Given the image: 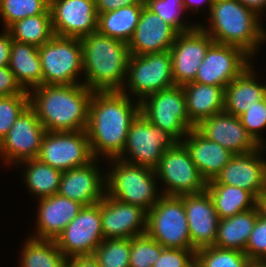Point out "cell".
<instances>
[{"label":"cell","instance_id":"obj_37","mask_svg":"<svg viewBox=\"0 0 266 267\" xmlns=\"http://www.w3.org/2000/svg\"><path fill=\"white\" fill-rule=\"evenodd\" d=\"M131 238L104 239L92 256L99 267H129Z\"/></svg>","mask_w":266,"mask_h":267},{"label":"cell","instance_id":"obj_48","mask_svg":"<svg viewBox=\"0 0 266 267\" xmlns=\"http://www.w3.org/2000/svg\"><path fill=\"white\" fill-rule=\"evenodd\" d=\"M215 0H183L184 2V9L188 13L190 11H193V13H199L200 9H202V6L208 7L207 11H210L211 5ZM190 10V11H189Z\"/></svg>","mask_w":266,"mask_h":267},{"label":"cell","instance_id":"obj_26","mask_svg":"<svg viewBox=\"0 0 266 267\" xmlns=\"http://www.w3.org/2000/svg\"><path fill=\"white\" fill-rule=\"evenodd\" d=\"M257 72L250 65L225 88L224 112L239 117L247 108L264 99L265 83L257 80Z\"/></svg>","mask_w":266,"mask_h":267},{"label":"cell","instance_id":"obj_18","mask_svg":"<svg viewBox=\"0 0 266 267\" xmlns=\"http://www.w3.org/2000/svg\"><path fill=\"white\" fill-rule=\"evenodd\" d=\"M54 35L82 38L97 31L95 0H50Z\"/></svg>","mask_w":266,"mask_h":267},{"label":"cell","instance_id":"obj_40","mask_svg":"<svg viewBox=\"0 0 266 267\" xmlns=\"http://www.w3.org/2000/svg\"><path fill=\"white\" fill-rule=\"evenodd\" d=\"M29 106V91L0 96V141L7 135L18 116Z\"/></svg>","mask_w":266,"mask_h":267},{"label":"cell","instance_id":"obj_52","mask_svg":"<svg viewBox=\"0 0 266 267\" xmlns=\"http://www.w3.org/2000/svg\"><path fill=\"white\" fill-rule=\"evenodd\" d=\"M264 99H265V102H266V83H265V93H264Z\"/></svg>","mask_w":266,"mask_h":267},{"label":"cell","instance_id":"obj_17","mask_svg":"<svg viewBox=\"0 0 266 267\" xmlns=\"http://www.w3.org/2000/svg\"><path fill=\"white\" fill-rule=\"evenodd\" d=\"M214 40L198 25L191 31L179 33L170 48L173 80L182 86L195 80L199 66Z\"/></svg>","mask_w":266,"mask_h":267},{"label":"cell","instance_id":"obj_20","mask_svg":"<svg viewBox=\"0 0 266 267\" xmlns=\"http://www.w3.org/2000/svg\"><path fill=\"white\" fill-rule=\"evenodd\" d=\"M98 161L94 158L86 165L63 171L58 194L84 206L100 202L106 194L107 170L102 173Z\"/></svg>","mask_w":266,"mask_h":267},{"label":"cell","instance_id":"obj_45","mask_svg":"<svg viewBox=\"0 0 266 267\" xmlns=\"http://www.w3.org/2000/svg\"><path fill=\"white\" fill-rule=\"evenodd\" d=\"M144 3V0H95L97 14L117 10L124 6Z\"/></svg>","mask_w":266,"mask_h":267},{"label":"cell","instance_id":"obj_39","mask_svg":"<svg viewBox=\"0 0 266 267\" xmlns=\"http://www.w3.org/2000/svg\"><path fill=\"white\" fill-rule=\"evenodd\" d=\"M164 247L146 233L131 238L129 267H152Z\"/></svg>","mask_w":266,"mask_h":267},{"label":"cell","instance_id":"obj_9","mask_svg":"<svg viewBox=\"0 0 266 267\" xmlns=\"http://www.w3.org/2000/svg\"><path fill=\"white\" fill-rule=\"evenodd\" d=\"M178 142L168 131L156 127L139 113L130 125L125 147L118 158L155 169L163 154Z\"/></svg>","mask_w":266,"mask_h":267},{"label":"cell","instance_id":"obj_28","mask_svg":"<svg viewBox=\"0 0 266 267\" xmlns=\"http://www.w3.org/2000/svg\"><path fill=\"white\" fill-rule=\"evenodd\" d=\"M8 68L25 91L43 85L38 47L12 40Z\"/></svg>","mask_w":266,"mask_h":267},{"label":"cell","instance_id":"obj_47","mask_svg":"<svg viewBox=\"0 0 266 267\" xmlns=\"http://www.w3.org/2000/svg\"><path fill=\"white\" fill-rule=\"evenodd\" d=\"M67 267H99L93 256H75L67 259Z\"/></svg>","mask_w":266,"mask_h":267},{"label":"cell","instance_id":"obj_51","mask_svg":"<svg viewBox=\"0 0 266 267\" xmlns=\"http://www.w3.org/2000/svg\"><path fill=\"white\" fill-rule=\"evenodd\" d=\"M250 267H266V260H253Z\"/></svg>","mask_w":266,"mask_h":267},{"label":"cell","instance_id":"obj_7","mask_svg":"<svg viewBox=\"0 0 266 267\" xmlns=\"http://www.w3.org/2000/svg\"><path fill=\"white\" fill-rule=\"evenodd\" d=\"M43 73V85L80 84L83 74L80 38L54 35L38 47ZM81 73V74H80ZM80 75V76H79Z\"/></svg>","mask_w":266,"mask_h":267},{"label":"cell","instance_id":"obj_1","mask_svg":"<svg viewBox=\"0 0 266 267\" xmlns=\"http://www.w3.org/2000/svg\"><path fill=\"white\" fill-rule=\"evenodd\" d=\"M121 91L93 92L86 133L94 158H118L128 130L140 113V103ZM100 156V157H99Z\"/></svg>","mask_w":266,"mask_h":267},{"label":"cell","instance_id":"obj_30","mask_svg":"<svg viewBox=\"0 0 266 267\" xmlns=\"http://www.w3.org/2000/svg\"><path fill=\"white\" fill-rule=\"evenodd\" d=\"M21 166L25 168L21 177H23L22 180L31 196L40 199L58 193L62 175L61 170L53 168L37 158L21 161L15 167L21 168Z\"/></svg>","mask_w":266,"mask_h":267},{"label":"cell","instance_id":"obj_42","mask_svg":"<svg viewBox=\"0 0 266 267\" xmlns=\"http://www.w3.org/2000/svg\"><path fill=\"white\" fill-rule=\"evenodd\" d=\"M244 253L253 260H266V215L259 212Z\"/></svg>","mask_w":266,"mask_h":267},{"label":"cell","instance_id":"obj_3","mask_svg":"<svg viewBox=\"0 0 266 267\" xmlns=\"http://www.w3.org/2000/svg\"><path fill=\"white\" fill-rule=\"evenodd\" d=\"M83 84L93 92L121 91L127 77L128 43L98 31L80 38Z\"/></svg>","mask_w":266,"mask_h":267},{"label":"cell","instance_id":"obj_15","mask_svg":"<svg viewBox=\"0 0 266 267\" xmlns=\"http://www.w3.org/2000/svg\"><path fill=\"white\" fill-rule=\"evenodd\" d=\"M251 58L239 47L213 42L193 82L220 86L225 89L232 80L252 64Z\"/></svg>","mask_w":266,"mask_h":267},{"label":"cell","instance_id":"obj_50","mask_svg":"<svg viewBox=\"0 0 266 267\" xmlns=\"http://www.w3.org/2000/svg\"><path fill=\"white\" fill-rule=\"evenodd\" d=\"M257 205L262 214L266 215V187L258 197Z\"/></svg>","mask_w":266,"mask_h":267},{"label":"cell","instance_id":"obj_31","mask_svg":"<svg viewBox=\"0 0 266 267\" xmlns=\"http://www.w3.org/2000/svg\"><path fill=\"white\" fill-rule=\"evenodd\" d=\"M219 219L232 217L257 206L258 199L249 191L225 184H207L205 189Z\"/></svg>","mask_w":266,"mask_h":267},{"label":"cell","instance_id":"obj_44","mask_svg":"<svg viewBox=\"0 0 266 267\" xmlns=\"http://www.w3.org/2000/svg\"><path fill=\"white\" fill-rule=\"evenodd\" d=\"M24 91L16 82L8 66H0V96L22 94Z\"/></svg>","mask_w":266,"mask_h":267},{"label":"cell","instance_id":"obj_29","mask_svg":"<svg viewBox=\"0 0 266 267\" xmlns=\"http://www.w3.org/2000/svg\"><path fill=\"white\" fill-rule=\"evenodd\" d=\"M260 210L258 205L232 217L219 219L215 247L244 252Z\"/></svg>","mask_w":266,"mask_h":267},{"label":"cell","instance_id":"obj_11","mask_svg":"<svg viewBox=\"0 0 266 267\" xmlns=\"http://www.w3.org/2000/svg\"><path fill=\"white\" fill-rule=\"evenodd\" d=\"M154 170L157 180L163 183L162 195L179 197L200 193L206 189V180L181 142L163 154Z\"/></svg>","mask_w":266,"mask_h":267},{"label":"cell","instance_id":"obj_27","mask_svg":"<svg viewBox=\"0 0 266 267\" xmlns=\"http://www.w3.org/2000/svg\"><path fill=\"white\" fill-rule=\"evenodd\" d=\"M182 87L187 114L195 126L202 120L223 112L225 98L223 87L193 81L182 85Z\"/></svg>","mask_w":266,"mask_h":267},{"label":"cell","instance_id":"obj_49","mask_svg":"<svg viewBox=\"0 0 266 267\" xmlns=\"http://www.w3.org/2000/svg\"><path fill=\"white\" fill-rule=\"evenodd\" d=\"M244 7L254 11L259 17L264 16L266 0H237Z\"/></svg>","mask_w":266,"mask_h":267},{"label":"cell","instance_id":"obj_21","mask_svg":"<svg viewBox=\"0 0 266 267\" xmlns=\"http://www.w3.org/2000/svg\"><path fill=\"white\" fill-rule=\"evenodd\" d=\"M195 128L233 154L253 152L262 146L247 132L239 117L224 111L202 120Z\"/></svg>","mask_w":266,"mask_h":267},{"label":"cell","instance_id":"obj_25","mask_svg":"<svg viewBox=\"0 0 266 267\" xmlns=\"http://www.w3.org/2000/svg\"><path fill=\"white\" fill-rule=\"evenodd\" d=\"M181 143L206 182L215 179L234 156L228 149L207 139L196 128H192Z\"/></svg>","mask_w":266,"mask_h":267},{"label":"cell","instance_id":"obj_2","mask_svg":"<svg viewBox=\"0 0 266 267\" xmlns=\"http://www.w3.org/2000/svg\"><path fill=\"white\" fill-rule=\"evenodd\" d=\"M93 91L83 83L40 85L29 91V105L46 131L86 130Z\"/></svg>","mask_w":266,"mask_h":267},{"label":"cell","instance_id":"obj_43","mask_svg":"<svg viewBox=\"0 0 266 267\" xmlns=\"http://www.w3.org/2000/svg\"><path fill=\"white\" fill-rule=\"evenodd\" d=\"M152 267H196V251L164 248Z\"/></svg>","mask_w":266,"mask_h":267},{"label":"cell","instance_id":"obj_10","mask_svg":"<svg viewBox=\"0 0 266 267\" xmlns=\"http://www.w3.org/2000/svg\"><path fill=\"white\" fill-rule=\"evenodd\" d=\"M140 113L153 125L168 131L179 142L196 126L187 114L183 87L160 90L140 102Z\"/></svg>","mask_w":266,"mask_h":267},{"label":"cell","instance_id":"obj_34","mask_svg":"<svg viewBox=\"0 0 266 267\" xmlns=\"http://www.w3.org/2000/svg\"><path fill=\"white\" fill-rule=\"evenodd\" d=\"M7 30L12 40L36 47L43 46L54 36L51 14L26 17L11 24Z\"/></svg>","mask_w":266,"mask_h":267},{"label":"cell","instance_id":"obj_38","mask_svg":"<svg viewBox=\"0 0 266 267\" xmlns=\"http://www.w3.org/2000/svg\"><path fill=\"white\" fill-rule=\"evenodd\" d=\"M145 6L179 33L193 30L198 24H189L182 15L186 13L183 0H144ZM188 22V23H187Z\"/></svg>","mask_w":266,"mask_h":267},{"label":"cell","instance_id":"obj_13","mask_svg":"<svg viewBox=\"0 0 266 267\" xmlns=\"http://www.w3.org/2000/svg\"><path fill=\"white\" fill-rule=\"evenodd\" d=\"M103 240L100 202H98L83 206L54 241L68 259L75 256H92Z\"/></svg>","mask_w":266,"mask_h":267},{"label":"cell","instance_id":"obj_23","mask_svg":"<svg viewBox=\"0 0 266 267\" xmlns=\"http://www.w3.org/2000/svg\"><path fill=\"white\" fill-rule=\"evenodd\" d=\"M179 32L145 5L138 25L128 42L130 55L169 51Z\"/></svg>","mask_w":266,"mask_h":267},{"label":"cell","instance_id":"obj_24","mask_svg":"<svg viewBox=\"0 0 266 267\" xmlns=\"http://www.w3.org/2000/svg\"><path fill=\"white\" fill-rule=\"evenodd\" d=\"M38 201L35 235L30 236L36 239L55 240L84 206L58 193Z\"/></svg>","mask_w":266,"mask_h":267},{"label":"cell","instance_id":"obj_5","mask_svg":"<svg viewBox=\"0 0 266 267\" xmlns=\"http://www.w3.org/2000/svg\"><path fill=\"white\" fill-rule=\"evenodd\" d=\"M107 163H111L105 172L108 196L147 211L163 196L157 187L154 169L130 164L119 158L109 159Z\"/></svg>","mask_w":266,"mask_h":267},{"label":"cell","instance_id":"obj_16","mask_svg":"<svg viewBox=\"0 0 266 267\" xmlns=\"http://www.w3.org/2000/svg\"><path fill=\"white\" fill-rule=\"evenodd\" d=\"M266 146L244 154H234L215 179L207 184L237 186L251 192L257 199L266 187ZM264 155V157L262 156Z\"/></svg>","mask_w":266,"mask_h":267},{"label":"cell","instance_id":"obj_4","mask_svg":"<svg viewBox=\"0 0 266 267\" xmlns=\"http://www.w3.org/2000/svg\"><path fill=\"white\" fill-rule=\"evenodd\" d=\"M206 24L198 26L216 43L243 49L253 59L259 47L266 41V29L254 11L237 0H215L210 8Z\"/></svg>","mask_w":266,"mask_h":267},{"label":"cell","instance_id":"obj_14","mask_svg":"<svg viewBox=\"0 0 266 267\" xmlns=\"http://www.w3.org/2000/svg\"><path fill=\"white\" fill-rule=\"evenodd\" d=\"M45 132L36 112L29 105L0 141V159L6 166H16L21 161L36 158Z\"/></svg>","mask_w":266,"mask_h":267},{"label":"cell","instance_id":"obj_22","mask_svg":"<svg viewBox=\"0 0 266 267\" xmlns=\"http://www.w3.org/2000/svg\"><path fill=\"white\" fill-rule=\"evenodd\" d=\"M183 203L191 238V249L214 246L219 217L206 190L183 195Z\"/></svg>","mask_w":266,"mask_h":267},{"label":"cell","instance_id":"obj_8","mask_svg":"<svg viewBox=\"0 0 266 267\" xmlns=\"http://www.w3.org/2000/svg\"><path fill=\"white\" fill-rule=\"evenodd\" d=\"M145 233L164 248L191 249L183 195H163L148 211Z\"/></svg>","mask_w":266,"mask_h":267},{"label":"cell","instance_id":"obj_41","mask_svg":"<svg viewBox=\"0 0 266 267\" xmlns=\"http://www.w3.org/2000/svg\"><path fill=\"white\" fill-rule=\"evenodd\" d=\"M242 125L247 130V132L253 136V138L260 143V145L265 146L266 143L261 135L262 130L266 128V102L265 99L256 102L250 108H247L242 115L239 116ZM260 132V133H259ZM265 143V144H264Z\"/></svg>","mask_w":266,"mask_h":267},{"label":"cell","instance_id":"obj_35","mask_svg":"<svg viewBox=\"0 0 266 267\" xmlns=\"http://www.w3.org/2000/svg\"><path fill=\"white\" fill-rule=\"evenodd\" d=\"M50 0H1L0 18L3 28L14 22L38 14H51Z\"/></svg>","mask_w":266,"mask_h":267},{"label":"cell","instance_id":"obj_12","mask_svg":"<svg viewBox=\"0 0 266 267\" xmlns=\"http://www.w3.org/2000/svg\"><path fill=\"white\" fill-rule=\"evenodd\" d=\"M36 158L62 172L86 165L94 159L86 130L46 131Z\"/></svg>","mask_w":266,"mask_h":267},{"label":"cell","instance_id":"obj_19","mask_svg":"<svg viewBox=\"0 0 266 267\" xmlns=\"http://www.w3.org/2000/svg\"><path fill=\"white\" fill-rule=\"evenodd\" d=\"M148 211L105 194L100 201L101 227L104 239L133 238L147 228Z\"/></svg>","mask_w":266,"mask_h":267},{"label":"cell","instance_id":"obj_32","mask_svg":"<svg viewBox=\"0 0 266 267\" xmlns=\"http://www.w3.org/2000/svg\"><path fill=\"white\" fill-rule=\"evenodd\" d=\"M145 3L98 14L97 31L128 43L136 30Z\"/></svg>","mask_w":266,"mask_h":267},{"label":"cell","instance_id":"obj_46","mask_svg":"<svg viewBox=\"0 0 266 267\" xmlns=\"http://www.w3.org/2000/svg\"><path fill=\"white\" fill-rule=\"evenodd\" d=\"M12 39L7 29L0 33V66H8Z\"/></svg>","mask_w":266,"mask_h":267},{"label":"cell","instance_id":"obj_6","mask_svg":"<svg viewBox=\"0 0 266 267\" xmlns=\"http://www.w3.org/2000/svg\"><path fill=\"white\" fill-rule=\"evenodd\" d=\"M172 67L170 51L130 55L121 92L140 103L155 92L173 87Z\"/></svg>","mask_w":266,"mask_h":267},{"label":"cell","instance_id":"obj_33","mask_svg":"<svg viewBox=\"0 0 266 267\" xmlns=\"http://www.w3.org/2000/svg\"><path fill=\"white\" fill-rule=\"evenodd\" d=\"M19 257V267H67V258L54 240L29 237Z\"/></svg>","mask_w":266,"mask_h":267},{"label":"cell","instance_id":"obj_36","mask_svg":"<svg viewBox=\"0 0 266 267\" xmlns=\"http://www.w3.org/2000/svg\"><path fill=\"white\" fill-rule=\"evenodd\" d=\"M251 262L244 252L237 250L210 246L196 251V267H250Z\"/></svg>","mask_w":266,"mask_h":267}]
</instances>
